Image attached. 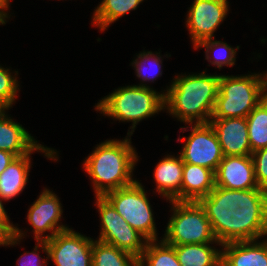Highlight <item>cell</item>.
Segmentation results:
<instances>
[{
	"mask_svg": "<svg viewBox=\"0 0 267 266\" xmlns=\"http://www.w3.org/2000/svg\"><path fill=\"white\" fill-rule=\"evenodd\" d=\"M41 151L49 159L58 160L57 153L48 147L38 144L29 154L16 157L8 167L0 174V198L10 200L20 194L25 188L29 169L31 167V153ZM56 154V155H55Z\"/></svg>",
	"mask_w": 267,
	"mask_h": 266,
	"instance_id": "cell-15",
	"label": "cell"
},
{
	"mask_svg": "<svg viewBox=\"0 0 267 266\" xmlns=\"http://www.w3.org/2000/svg\"><path fill=\"white\" fill-rule=\"evenodd\" d=\"M95 203L101 219L98 240L114 245L139 259L148 240L132 228L104 196H96Z\"/></svg>",
	"mask_w": 267,
	"mask_h": 266,
	"instance_id": "cell-8",
	"label": "cell"
},
{
	"mask_svg": "<svg viewBox=\"0 0 267 266\" xmlns=\"http://www.w3.org/2000/svg\"><path fill=\"white\" fill-rule=\"evenodd\" d=\"M221 245L267 236V191L215 188L199 201Z\"/></svg>",
	"mask_w": 267,
	"mask_h": 266,
	"instance_id": "cell-1",
	"label": "cell"
},
{
	"mask_svg": "<svg viewBox=\"0 0 267 266\" xmlns=\"http://www.w3.org/2000/svg\"><path fill=\"white\" fill-rule=\"evenodd\" d=\"M261 81H262V96L263 99L267 100V72L263 75L261 74Z\"/></svg>",
	"mask_w": 267,
	"mask_h": 266,
	"instance_id": "cell-34",
	"label": "cell"
},
{
	"mask_svg": "<svg viewBox=\"0 0 267 266\" xmlns=\"http://www.w3.org/2000/svg\"><path fill=\"white\" fill-rule=\"evenodd\" d=\"M146 84L121 87L105 96L95 106L96 111L119 121H131L132 126L127 134L130 137L136 124L142 119L153 116L165 109L164 96Z\"/></svg>",
	"mask_w": 267,
	"mask_h": 266,
	"instance_id": "cell-4",
	"label": "cell"
},
{
	"mask_svg": "<svg viewBox=\"0 0 267 266\" xmlns=\"http://www.w3.org/2000/svg\"><path fill=\"white\" fill-rule=\"evenodd\" d=\"M215 188V172L209 168L184 163L181 201L198 202Z\"/></svg>",
	"mask_w": 267,
	"mask_h": 266,
	"instance_id": "cell-18",
	"label": "cell"
},
{
	"mask_svg": "<svg viewBox=\"0 0 267 266\" xmlns=\"http://www.w3.org/2000/svg\"><path fill=\"white\" fill-rule=\"evenodd\" d=\"M38 144L22 125L14 122L7 114L0 117V150L19 157L29 154Z\"/></svg>",
	"mask_w": 267,
	"mask_h": 266,
	"instance_id": "cell-19",
	"label": "cell"
},
{
	"mask_svg": "<svg viewBox=\"0 0 267 266\" xmlns=\"http://www.w3.org/2000/svg\"><path fill=\"white\" fill-rule=\"evenodd\" d=\"M143 0H103L93 14V25L104 31L110 24L135 10Z\"/></svg>",
	"mask_w": 267,
	"mask_h": 266,
	"instance_id": "cell-21",
	"label": "cell"
},
{
	"mask_svg": "<svg viewBox=\"0 0 267 266\" xmlns=\"http://www.w3.org/2000/svg\"><path fill=\"white\" fill-rule=\"evenodd\" d=\"M205 47V53L206 58L208 62L210 61L211 64L216 65L218 69L222 68V66H234L236 61V50L239 49V46L236 48H232L227 43L221 42V41H214V39H207L202 41L199 45L196 46L197 48ZM219 49V50H217ZM216 50V53L218 51V56L216 57L212 56L210 57V53L214 52ZM215 58L213 61L211 59ZM210 59V60H209Z\"/></svg>",
	"mask_w": 267,
	"mask_h": 266,
	"instance_id": "cell-25",
	"label": "cell"
},
{
	"mask_svg": "<svg viewBox=\"0 0 267 266\" xmlns=\"http://www.w3.org/2000/svg\"><path fill=\"white\" fill-rule=\"evenodd\" d=\"M6 110L8 109L0 102V117L6 113Z\"/></svg>",
	"mask_w": 267,
	"mask_h": 266,
	"instance_id": "cell-35",
	"label": "cell"
},
{
	"mask_svg": "<svg viewBox=\"0 0 267 266\" xmlns=\"http://www.w3.org/2000/svg\"><path fill=\"white\" fill-rule=\"evenodd\" d=\"M16 156L10 152L0 150V174L8 167Z\"/></svg>",
	"mask_w": 267,
	"mask_h": 266,
	"instance_id": "cell-31",
	"label": "cell"
},
{
	"mask_svg": "<svg viewBox=\"0 0 267 266\" xmlns=\"http://www.w3.org/2000/svg\"><path fill=\"white\" fill-rule=\"evenodd\" d=\"M252 153L267 147V100L261 102L246 117Z\"/></svg>",
	"mask_w": 267,
	"mask_h": 266,
	"instance_id": "cell-23",
	"label": "cell"
},
{
	"mask_svg": "<svg viewBox=\"0 0 267 266\" xmlns=\"http://www.w3.org/2000/svg\"><path fill=\"white\" fill-rule=\"evenodd\" d=\"M12 223H0V245H16L24 233Z\"/></svg>",
	"mask_w": 267,
	"mask_h": 266,
	"instance_id": "cell-29",
	"label": "cell"
},
{
	"mask_svg": "<svg viewBox=\"0 0 267 266\" xmlns=\"http://www.w3.org/2000/svg\"><path fill=\"white\" fill-rule=\"evenodd\" d=\"M10 0H0V19L6 24V19L8 18L9 14L5 12V10L9 7Z\"/></svg>",
	"mask_w": 267,
	"mask_h": 266,
	"instance_id": "cell-32",
	"label": "cell"
},
{
	"mask_svg": "<svg viewBox=\"0 0 267 266\" xmlns=\"http://www.w3.org/2000/svg\"><path fill=\"white\" fill-rule=\"evenodd\" d=\"M221 266H267V240L230 242L221 245Z\"/></svg>",
	"mask_w": 267,
	"mask_h": 266,
	"instance_id": "cell-16",
	"label": "cell"
},
{
	"mask_svg": "<svg viewBox=\"0 0 267 266\" xmlns=\"http://www.w3.org/2000/svg\"><path fill=\"white\" fill-rule=\"evenodd\" d=\"M48 259L56 266H92L93 239L71 228L45 240Z\"/></svg>",
	"mask_w": 267,
	"mask_h": 266,
	"instance_id": "cell-10",
	"label": "cell"
},
{
	"mask_svg": "<svg viewBox=\"0 0 267 266\" xmlns=\"http://www.w3.org/2000/svg\"><path fill=\"white\" fill-rule=\"evenodd\" d=\"M191 127L180 153L182 161L216 172L224 154L213 127L210 123L192 124Z\"/></svg>",
	"mask_w": 267,
	"mask_h": 266,
	"instance_id": "cell-9",
	"label": "cell"
},
{
	"mask_svg": "<svg viewBox=\"0 0 267 266\" xmlns=\"http://www.w3.org/2000/svg\"><path fill=\"white\" fill-rule=\"evenodd\" d=\"M61 208L58 197L49 189H44L38 199L30 206L27 220L34 229L36 241L50 239L58 232L70 229L58 224L63 212ZM46 231H51V234L44 236L43 233Z\"/></svg>",
	"mask_w": 267,
	"mask_h": 266,
	"instance_id": "cell-12",
	"label": "cell"
},
{
	"mask_svg": "<svg viewBox=\"0 0 267 266\" xmlns=\"http://www.w3.org/2000/svg\"><path fill=\"white\" fill-rule=\"evenodd\" d=\"M9 70L0 66V102L7 109L12 107L19 89L17 78Z\"/></svg>",
	"mask_w": 267,
	"mask_h": 266,
	"instance_id": "cell-27",
	"label": "cell"
},
{
	"mask_svg": "<svg viewBox=\"0 0 267 266\" xmlns=\"http://www.w3.org/2000/svg\"><path fill=\"white\" fill-rule=\"evenodd\" d=\"M158 54H160V52L159 53L156 52L155 54H153V52H151V51H147V52L143 51V52L139 53L137 55L138 58L132 62V65H134V68L136 71V76L138 78H140L142 82H144V81L145 82L146 81H152L153 82L154 79H157V77L162 75V71H160L162 68L161 67L162 60H160V58H162V57ZM148 61L149 62L153 61L151 64H153L152 66H154L153 68L156 70V71L153 70V72H155L156 74L153 73L154 76H152V77H150L149 75L144 73L145 69L147 68L146 66L144 68V64H146V62H148ZM151 64H150V68H151Z\"/></svg>",
	"mask_w": 267,
	"mask_h": 266,
	"instance_id": "cell-26",
	"label": "cell"
},
{
	"mask_svg": "<svg viewBox=\"0 0 267 266\" xmlns=\"http://www.w3.org/2000/svg\"><path fill=\"white\" fill-rule=\"evenodd\" d=\"M92 266H139V259L114 245L93 240Z\"/></svg>",
	"mask_w": 267,
	"mask_h": 266,
	"instance_id": "cell-22",
	"label": "cell"
},
{
	"mask_svg": "<svg viewBox=\"0 0 267 266\" xmlns=\"http://www.w3.org/2000/svg\"><path fill=\"white\" fill-rule=\"evenodd\" d=\"M224 156L252 155L246 118H211Z\"/></svg>",
	"mask_w": 267,
	"mask_h": 266,
	"instance_id": "cell-14",
	"label": "cell"
},
{
	"mask_svg": "<svg viewBox=\"0 0 267 266\" xmlns=\"http://www.w3.org/2000/svg\"><path fill=\"white\" fill-rule=\"evenodd\" d=\"M227 0H194L190 6L186 26L196 48L202 41L213 39L214 32L228 12Z\"/></svg>",
	"mask_w": 267,
	"mask_h": 266,
	"instance_id": "cell-11",
	"label": "cell"
},
{
	"mask_svg": "<svg viewBox=\"0 0 267 266\" xmlns=\"http://www.w3.org/2000/svg\"><path fill=\"white\" fill-rule=\"evenodd\" d=\"M128 138L106 140L84 160L83 166L92 179L95 196L132 185V172L138 158Z\"/></svg>",
	"mask_w": 267,
	"mask_h": 266,
	"instance_id": "cell-3",
	"label": "cell"
},
{
	"mask_svg": "<svg viewBox=\"0 0 267 266\" xmlns=\"http://www.w3.org/2000/svg\"><path fill=\"white\" fill-rule=\"evenodd\" d=\"M148 241L139 258V266H181L175 248L163 240ZM146 263V264H145Z\"/></svg>",
	"mask_w": 267,
	"mask_h": 266,
	"instance_id": "cell-24",
	"label": "cell"
},
{
	"mask_svg": "<svg viewBox=\"0 0 267 266\" xmlns=\"http://www.w3.org/2000/svg\"><path fill=\"white\" fill-rule=\"evenodd\" d=\"M262 99L261 74L220 75L212 118H246Z\"/></svg>",
	"mask_w": 267,
	"mask_h": 266,
	"instance_id": "cell-5",
	"label": "cell"
},
{
	"mask_svg": "<svg viewBox=\"0 0 267 266\" xmlns=\"http://www.w3.org/2000/svg\"><path fill=\"white\" fill-rule=\"evenodd\" d=\"M174 212L170 218L165 236L168 245L216 243L217 241L204 208L195 201H170Z\"/></svg>",
	"mask_w": 267,
	"mask_h": 266,
	"instance_id": "cell-6",
	"label": "cell"
},
{
	"mask_svg": "<svg viewBox=\"0 0 267 266\" xmlns=\"http://www.w3.org/2000/svg\"><path fill=\"white\" fill-rule=\"evenodd\" d=\"M104 197L128 224L146 240H157V231L150 202L139 181L132 185L107 192Z\"/></svg>",
	"mask_w": 267,
	"mask_h": 266,
	"instance_id": "cell-7",
	"label": "cell"
},
{
	"mask_svg": "<svg viewBox=\"0 0 267 266\" xmlns=\"http://www.w3.org/2000/svg\"><path fill=\"white\" fill-rule=\"evenodd\" d=\"M215 186L230 190L259 188L252 156H224L215 172Z\"/></svg>",
	"mask_w": 267,
	"mask_h": 266,
	"instance_id": "cell-13",
	"label": "cell"
},
{
	"mask_svg": "<svg viewBox=\"0 0 267 266\" xmlns=\"http://www.w3.org/2000/svg\"><path fill=\"white\" fill-rule=\"evenodd\" d=\"M0 24H2V25H3V24H5V23H4V22H3V21L0 19Z\"/></svg>",
	"mask_w": 267,
	"mask_h": 266,
	"instance_id": "cell-36",
	"label": "cell"
},
{
	"mask_svg": "<svg viewBox=\"0 0 267 266\" xmlns=\"http://www.w3.org/2000/svg\"><path fill=\"white\" fill-rule=\"evenodd\" d=\"M0 223H11L9 222V216L4 209L2 199L0 198Z\"/></svg>",
	"mask_w": 267,
	"mask_h": 266,
	"instance_id": "cell-33",
	"label": "cell"
},
{
	"mask_svg": "<svg viewBox=\"0 0 267 266\" xmlns=\"http://www.w3.org/2000/svg\"><path fill=\"white\" fill-rule=\"evenodd\" d=\"M220 75L205 72L175 77L164 96L165 109L186 124L209 123L219 92Z\"/></svg>",
	"mask_w": 267,
	"mask_h": 266,
	"instance_id": "cell-2",
	"label": "cell"
},
{
	"mask_svg": "<svg viewBox=\"0 0 267 266\" xmlns=\"http://www.w3.org/2000/svg\"><path fill=\"white\" fill-rule=\"evenodd\" d=\"M255 179L259 188L267 191V147L252 153Z\"/></svg>",
	"mask_w": 267,
	"mask_h": 266,
	"instance_id": "cell-28",
	"label": "cell"
},
{
	"mask_svg": "<svg viewBox=\"0 0 267 266\" xmlns=\"http://www.w3.org/2000/svg\"><path fill=\"white\" fill-rule=\"evenodd\" d=\"M38 247H41V249L43 250V252H45V254H48V246L46 244L45 240H37V245L35 246L34 250L31 253L30 252H26L24 253V255L20 256V259L18 260V266H44L46 265V260L39 259L40 256L37 253ZM29 254V255H28ZM26 256H28L26 258ZM30 256V257H29Z\"/></svg>",
	"mask_w": 267,
	"mask_h": 266,
	"instance_id": "cell-30",
	"label": "cell"
},
{
	"mask_svg": "<svg viewBox=\"0 0 267 266\" xmlns=\"http://www.w3.org/2000/svg\"><path fill=\"white\" fill-rule=\"evenodd\" d=\"M213 243L171 245L181 266H221V250Z\"/></svg>",
	"mask_w": 267,
	"mask_h": 266,
	"instance_id": "cell-20",
	"label": "cell"
},
{
	"mask_svg": "<svg viewBox=\"0 0 267 266\" xmlns=\"http://www.w3.org/2000/svg\"><path fill=\"white\" fill-rule=\"evenodd\" d=\"M184 162L180 156H166L154 170L156 191L169 201H181Z\"/></svg>",
	"mask_w": 267,
	"mask_h": 266,
	"instance_id": "cell-17",
	"label": "cell"
}]
</instances>
